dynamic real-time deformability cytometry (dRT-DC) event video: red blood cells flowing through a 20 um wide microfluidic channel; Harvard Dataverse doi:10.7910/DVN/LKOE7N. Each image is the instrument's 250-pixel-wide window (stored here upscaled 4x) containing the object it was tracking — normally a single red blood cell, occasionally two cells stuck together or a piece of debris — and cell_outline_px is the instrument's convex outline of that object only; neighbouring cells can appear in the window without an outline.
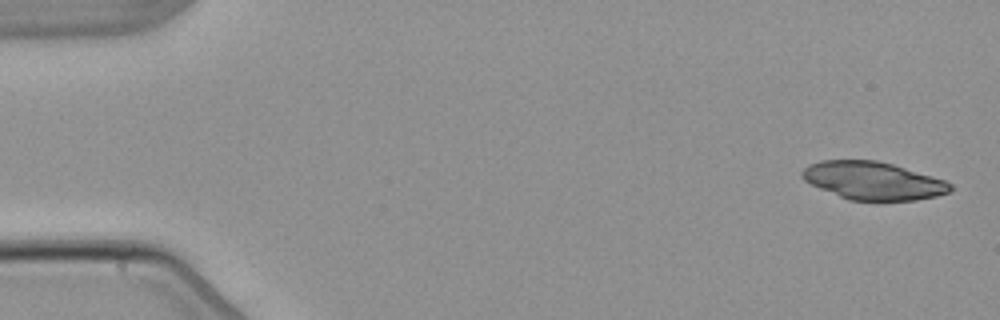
{"species": "common noctule bat (a hibernating species)", "species_latin": "Nyctalus noctula", "temperature_condition": "warm", "stored_images_in_passage": 5, "camera_frame_rate_fps": 3000, "um_per_image_px": 0.085, "animal": {"sex": "male", "body_mass_g": 21.5, "forearm_length_mm": 52.0}, "frame": {"image": 1, "passage_image": 1, "time_ms": 0.0, "image_size_px": [1000, 320], "cell_outline_px": [[952, 188], [948, 192], [936, 196], [916, 200], [848, 200], [820, 188], [804, 180], [800, 176], [800, 172], [808, 164], [820, 160], [876, 160], [892, 164], [932, 176], [944, 180], [952, 184]], "centroid_in_image_um": [74.17, 15.35], "position_along_channel_um": 10.8, "area_um2": 32.54}}